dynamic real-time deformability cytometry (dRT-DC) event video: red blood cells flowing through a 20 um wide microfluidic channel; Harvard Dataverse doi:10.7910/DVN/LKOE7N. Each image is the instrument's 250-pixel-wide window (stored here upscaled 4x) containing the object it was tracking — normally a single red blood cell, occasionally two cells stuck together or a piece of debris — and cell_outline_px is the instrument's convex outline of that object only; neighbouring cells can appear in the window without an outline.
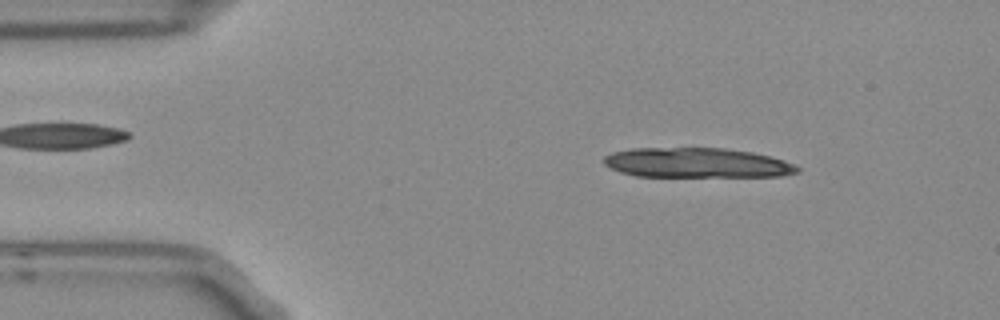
{"species": "Egyptian fruit bat (a non-hibernating species)", "species_latin": "Rousettus aegyptiacus", "temperature_condition": "room temperature", "stored_images_in_passage": 3, "camera_frame_rate_fps": 3000, "um_per_image_px": 0.085, "frame": {"image": 1, "passage_image": 1, "time_ms": 0.0, "image_size_px": [1000, 320], "cell_outline_px": [[800, 172], [780, 176], [636, 176], [620, 172], [604, 164], [604, 156], [612, 152], [632, 148], [724, 148], [752, 152], [784, 160], [796, 164], [800, 168]], "centroid_in_image_um": [59.24, 13.84], "position_along_channel_um": 25.8, "area_um2": 33.58}}